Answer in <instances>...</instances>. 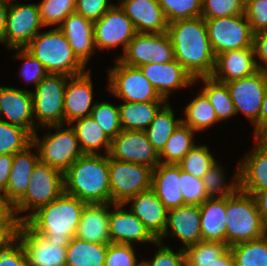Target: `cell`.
<instances>
[{"label":"cell","mask_w":267,"mask_h":266,"mask_svg":"<svg viewBox=\"0 0 267 266\" xmlns=\"http://www.w3.org/2000/svg\"><path fill=\"white\" fill-rule=\"evenodd\" d=\"M167 34L174 48L175 60L193 77H211L216 56L208 37L205 19L178 20L168 24Z\"/></svg>","instance_id":"1"},{"label":"cell","mask_w":267,"mask_h":266,"mask_svg":"<svg viewBox=\"0 0 267 266\" xmlns=\"http://www.w3.org/2000/svg\"><path fill=\"white\" fill-rule=\"evenodd\" d=\"M86 203L63 192L58 198L38 208L32 214L18 216L37 232L45 235L50 242L68 246L76 236Z\"/></svg>","instance_id":"2"},{"label":"cell","mask_w":267,"mask_h":266,"mask_svg":"<svg viewBox=\"0 0 267 266\" xmlns=\"http://www.w3.org/2000/svg\"><path fill=\"white\" fill-rule=\"evenodd\" d=\"M64 192L86 204L110 203L109 156L84 154L64 173Z\"/></svg>","instance_id":"3"},{"label":"cell","mask_w":267,"mask_h":266,"mask_svg":"<svg viewBox=\"0 0 267 266\" xmlns=\"http://www.w3.org/2000/svg\"><path fill=\"white\" fill-rule=\"evenodd\" d=\"M25 49L45 67L48 74L72 77L86 72V66L73 53L70 43L58 27L37 33Z\"/></svg>","instance_id":"4"},{"label":"cell","mask_w":267,"mask_h":266,"mask_svg":"<svg viewBox=\"0 0 267 266\" xmlns=\"http://www.w3.org/2000/svg\"><path fill=\"white\" fill-rule=\"evenodd\" d=\"M226 244L228 247L267 234L252 195L238 190L226 197Z\"/></svg>","instance_id":"5"},{"label":"cell","mask_w":267,"mask_h":266,"mask_svg":"<svg viewBox=\"0 0 267 266\" xmlns=\"http://www.w3.org/2000/svg\"><path fill=\"white\" fill-rule=\"evenodd\" d=\"M64 124L46 126L57 129L54 134H46L41 140L37 132L33 144L39 153V160L64 173L79 157L83 156L79 141L72 126L65 129Z\"/></svg>","instance_id":"6"},{"label":"cell","mask_w":267,"mask_h":266,"mask_svg":"<svg viewBox=\"0 0 267 266\" xmlns=\"http://www.w3.org/2000/svg\"><path fill=\"white\" fill-rule=\"evenodd\" d=\"M64 192L63 173L40 160L34 166L24 195L14 204L15 213L49 204Z\"/></svg>","instance_id":"7"},{"label":"cell","mask_w":267,"mask_h":266,"mask_svg":"<svg viewBox=\"0 0 267 266\" xmlns=\"http://www.w3.org/2000/svg\"><path fill=\"white\" fill-rule=\"evenodd\" d=\"M70 77L48 74L32 93L34 117L37 125L51 126L64 123V94Z\"/></svg>","instance_id":"8"},{"label":"cell","mask_w":267,"mask_h":266,"mask_svg":"<svg viewBox=\"0 0 267 266\" xmlns=\"http://www.w3.org/2000/svg\"><path fill=\"white\" fill-rule=\"evenodd\" d=\"M153 169L109 157L110 202L124 204L129 198L151 189Z\"/></svg>","instance_id":"9"},{"label":"cell","mask_w":267,"mask_h":266,"mask_svg":"<svg viewBox=\"0 0 267 266\" xmlns=\"http://www.w3.org/2000/svg\"><path fill=\"white\" fill-rule=\"evenodd\" d=\"M205 23L215 56L228 50L253 47L254 33L245 14L205 19Z\"/></svg>","instance_id":"10"},{"label":"cell","mask_w":267,"mask_h":266,"mask_svg":"<svg viewBox=\"0 0 267 266\" xmlns=\"http://www.w3.org/2000/svg\"><path fill=\"white\" fill-rule=\"evenodd\" d=\"M117 65L108 71V90L124 102L167 101L144 76L139 67H132L116 58Z\"/></svg>","instance_id":"11"},{"label":"cell","mask_w":267,"mask_h":266,"mask_svg":"<svg viewBox=\"0 0 267 266\" xmlns=\"http://www.w3.org/2000/svg\"><path fill=\"white\" fill-rule=\"evenodd\" d=\"M236 114L242 112L254 124V137H259V113L267 86V72L258 70L253 75L225 83Z\"/></svg>","instance_id":"12"},{"label":"cell","mask_w":267,"mask_h":266,"mask_svg":"<svg viewBox=\"0 0 267 266\" xmlns=\"http://www.w3.org/2000/svg\"><path fill=\"white\" fill-rule=\"evenodd\" d=\"M118 59L129 66L146 63L163 64L175 60L174 48L165 33H137L129 42L124 55Z\"/></svg>","instance_id":"13"},{"label":"cell","mask_w":267,"mask_h":266,"mask_svg":"<svg viewBox=\"0 0 267 266\" xmlns=\"http://www.w3.org/2000/svg\"><path fill=\"white\" fill-rule=\"evenodd\" d=\"M108 156L122 162L146 165L152 169L160 164V155L149 142L146 131L122 130L111 140Z\"/></svg>","instance_id":"14"},{"label":"cell","mask_w":267,"mask_h":266,"mask_svg":"<svg viewBox=\"0 0 267 266\" xmlns=\"http://www.w3.org/2000/svg\"><path fill=\"white\" fill-rule=\"evenodd\" d=\"M18 240L25 251L27 266H66L67 246L50 242L25 220L20 223Z\"/></svg>","instance_id":"15"},{"label":"cell","mask_w":267,"mask_h":266,"mask_svg":"<svg viewBox=\"0 0 267 266\" xmlns=\"http://www.w3.org/2000/svg\"><path fill=\"white\" fill-rule=\"evenodd\" d=\"M44 27L38 4L10 3L6 21V45L8 49L25 48Z\"/></svg>","instance_id":"16"},{"label":"cell","mask_w":267,"mask_h":266,"mask_svg":"<svg viewBox=\"0 0 267 266\" xmlns=\"http://www.w3.org/2000/svg\"><path fill=\"white\" fill-rule=\"evenodd\" d=\"M93 23L96 49L105 50L122 44L125 52L129 42L137 34L133 22L119 5H113Z\"/></svg>","instance_id":"17"},{"label":"cell","mask_w":267,"mask_h":266,"mask_svg":"<svg viewBox=\"0 0 267 266\" xmlns=\"http://www.w3.org/2000/svg\"><path fill=\"white\" fill-rule=\"evenodd\" d=\"M2 113L7 123L26 129L32 136L36 132L31 91L0 86V120Z\"/></svg>","instance_id":"18"},{"label":"cell","mask_w":267,"mask_h":266,"mask_svg":"<svg viewBox=\"0 0 267 266\" xmlns=\"http://www.w3.org/2000/svg\"><path fill=\"white\" fill-rule=\"evenodd\" d=\"M92 85L90 71L69 78L64 94V123L67 121L70 126L74 121L90 116L95 105L92 104Z\"/></svg>","instance_id":"19"},{"label":"cell","mask_w":267,"mask_h":266,"mask_svg":"<svg viewBox=\"0 0 267 266\" xmlns=\"http://www.w3.org/2000/svg\"><path fill=\"white\" fill-rule=\"evenodd\" d=\"M168 227L172 232L171 236L180 238L184 248L202 241L200 205L185 204L168 210L166 229L157 241L162 243L163 237L169 236Z\"/></svg>","instance_id":"20"},{"label":"cell","mask_w":267,"mask_h":266,"mask_svg":"<svg viewBox=\"0 0 267 266\" xmlns=\"http://www.w3.org/2000/svg\"><path fill=\"white\" fill-rule=\"evenodd\" d=\"M139 69L159 95L166 100L172 90L195 83L193 77L176 60L163 64L149 62L139 66Z\"/></svg>","instance_id":"21"},{"label":"cell","mask_w":267,"mask_h":266,"mask_svg":"<svg viewBox=\"0 0 267 266\" xmlns=\"http://www.w3.org/2000/svg\"><path fill=\"white\" fill-rule=\"evenodd\" d=\"M114 211L109 215V233L111 243L132 244L149 242L156 244L157 240L146 229L142 221L130 210H123L124 204H113Z\"/></svg>","instance_id":"22"},{"label":"cell","mask_w":267,"mask_h":266,"mask_svg":"<svg viewBox=\"0 0 267 266\" xmlns=\"http://www.w3.org/2000/svg\"><path fill=\"white\" fill-rule=\"evenodd\" d=\"M256 59L254 47L225 51L216 56L211 77L218 82L227 83L251 76L258 71Z\"/></svg>","instance_id":"23"},{"label":"cell","mask_w":267,"mask_h":266,"mask_svg":"<svg viewBox=\"0 0 267 266\" xmlns=\"http://www.w3.org/2000/svg\"><path fill=\"white\" fill-rule=\"evenodd\" d=\"M131 202L130 211L137 216L150 234L158 240L167 225L168 209L150 189L129 198L124 205Z\"/></svg>","instance_id":"24"},{"label":"cell","mask_w":267,"mask_h":266,"mask_svg":"<svg viewBox=\"0 0 267 266\" xmlns=\"http://www.w3.org/2000/svg\"><path fill=\"white\" fill-rule=\"evenodd\" d=\"M256 146L239 165V190L257 193L267 189V141L255 137Z\"/></svg>","instance_id":"25"},{"label":"cell","mask_w":267,"mask_h":266,"mask_svg":"<svg viewBox=\"0 0 267 266\" xmlns=\"http://www.w3.org/2000/svg\"><path fill=\"white\" fill-rule=\"evenodd\" d=\"M137 33H165L168 22L158 0H123L119 5Z\"/></svg>","instance_id":"26"},{"label":"cell","mask_w":267,"mask_h":266,"mask_svg":"<svg viewBox=\"0 0 267 266\" xmlns=\"http://www.w3.org/2000/svg\"><path fill=\"white\" fill-rule=\"evenodd\" d=\"M70 43L73 53L86 66L96 49L94 23L74 12L58 27Z\"/></svg>","instance_id":"27"},{"label":"cell","mask_w":267,"mask_h":266,"mask_svg":"<svg viewBox=\"0 0 267 266\" xmlns=\"http://www.w3.org/2000/svg\"><path fill=\"white\" fill-rule=\"evenodd\" d=\"M111 204L114 203L86 204L75 237L92 243L110 244L108 209Z\"/></svg>","instance_id":"28"},{"label":"cell","mask_w":267,"mask_h":266,"mask_svg":"<svg viewBox=\"0 0 267 266\" xmlns=\"http://www.w3.org/2000/svg\"><path fill=\"white\" fill-rule=\"evenodd\" d=\"M151 190L168 210L185 205L180 189V166L160 163L153 169Z\"/></svg>","instance_id":"29"},{"label":"cell","mask_w":267,"mask_h":266,"mask_svg":"<svg viewBox=\"0 0 267 266\" xmlns=\"http://www.w3.org/2000/svg\"><path fill=\"white\" fill-rule=\"evenodd\" d=\"M32 143L25 150L14 154L7 188L3 195L13 205L24 195L29 186L34 166L39 161V154L34 155Z\"/></svg>","instance_id":"30"},{"label":"cell","mask_w":267,"mask_h":266,"mask_svg":"<svg viewBox=\"0 0 267 266\" xmlns=\"http://www.w3.org/2000/svg\"><path fill=\"white\" fill-rule=\"evenodd\" d=\"M200 209L202 240L226 243V197H209Z\"/></svg>","instance_id":"31"},{"label":"cell","mask_w":267,"mask_h":266,"mask_svg":"<svg viewBox=\"0 0 267 266\" xmlns=\"http://www.w3.org/2000/svg\"><path fill=\"white\" fill-rule=\"evenodd\" d=\"M166 101L125 102L119 105L122 130L145 131Z\"/></svg>","instance_id":"32"},{"label":"cell","mask_w":267,"mask_h":266,"mask_svg":"<svg viewBox=\"0 0 267 266\" xmlns=\"http://www.w3.org/2000/svg\"><path fill=\"white\" fill-rule=\"evenodd\" d=\"M107 244L73 237L67 246L66 266H105Z\"/></svg>","instance_id":"33"},{"label":"cell","mask_w":267,"mask_h":266,"mask_svg":"<svg viewBox=\"0 0 267 266\" xmlns=\"http://www.w3.org/2000/svg\"><path fill=\"white\" fill-rule=\"evenodd\" d=\"M74 122H77L76 125L73 123L70 125L76 133L80 148L84 154H99L98 152L103 146L106 154L109 153L111 140L94 119L88 116Z\"/></svg>","instance_id":"34"},{"label":"cell","mask_w":267,"mask_h":266,"mask_svg":"<svg viewBox=\"0 0 267 266\" xmlns=\"http://www.w3.org/2000/svg\"><path fill=\"white\" fill-rule=\"evenodd\" d=\"M194 132L183 122L174 130L167 140L160 155V163L178 164L184 156L195 146ZM165 158V160L163 159ZM162 159V160H161Z\"/></svg>","instance_id":"35"},{"label":"cell","mask_w":267,"mask_h":266,"mask_svg":"<svg viewBox=\"0 0 267 266\" xmlns=\"http://www.w3.org/2000/svg\"><path fill=\"white\" fill-rule=\"evenodd\" d=\"M182 119L174 118L172 108L168 103L156 114L154 120L145 130L149 142L160 153L174 130L180 125Z\"/></svg>","instance_id":"36"},{"label":"cell","mask_w":267,"mask_h":266,"mask_svg":"<svg viewBox=\"0 0 267 266\" xmlns=\"http://www.w3.org/2000/svg\"><path fill=\"white\" fill-rule=\"evenodd\" d=\"M184 111L186 119H182V122L193 131H204L219 122L213 106L202 91L185 107Z\"/></svg>","instance_id":"37"},{"label":"cell","mask_w":267,"mask_h":266,"mask_svg":"<svg viewBox=\"0 0 267 266\" xmlns=\"http://www.w3.org/2000/svg\"><path fill=\"white\" fill-rule=\"evenodd\" d=\"M205 84L202 92L207 96L215 110L218 121L229 119L236 114L229 90L225 83L218 82L212 77H199Z\"/></svg>","instance_id":"38"},{"label":"cell","mask_w":267,"mask_h":266,"mask_svg":"<svg viewBox=\"0 0 267 266\" xmlns=\"http://www.w3.org/2000/svg\"><path fill=\"white\" fill-rule=\"evenodd\" d=\"M235 266H267V234L229 247Z\"/></svg>","instance_id":"39"},{"label":"cell","mask_w":267,"mask_h":266,"mask_svg":"<svg viewBox=\"0 0 267 266\" xmlns=\"http://www.w3.org/2000/svg\"><path fill=\"white\" fill-rule=\"evenodd\" d=\"M220 241H200L184 249L186 266H208L227 249Z\"/></svg>","instance_id":"40"},{"label":"cell","mask_w":267,"mask_h":266,"mask_svg":"<svg viewBox=\"0 0 267 266\" xmlns=\"http://www.w3.org/2000/svg\"><path fill=\"white\" fill-rule=\"evenodd\" d=\"M33 143V136L19 126L0 120V154L14 155Z\"/></svg>","instance_id":"41"},{"label":"cell","mask_w":267,"mask_h":266,"mask_svg":"<svg viewBox=\"0 0 267 266\" xmlns=\"http://www.w3.org/2000/svg\"><path fill=\"white\" fill-rule=\"evenodd\" d=\"M216 163L206 145H195L178 163L181 170L202 179L208 170Z\"/></svg>","instance_id":"42"},{"label":"cell","mask_w":267,"mask_h":266,"mask_svg":"<svg viewBox=\"0 0 267 266\" xmlns=\"http://www.w3.org/2000/svg\"><path fill=\"white\" fill-rule=\"evenodd\" d=\"M223 173V169L216 162L203 176L202 182L209 197H217L216 193H220L218 197H228L239 190V170L236 171L234 181L229 185L225 184Z\"/></svg>","instance_id":"43"},{"label":"cell","mask_w":267,"mask_h":266,"mask_svg":"<svg viewBox=\"0 0 267 266\" xmlns=\"http://www.w3.org/2000/svg\"><path fill=\"white\" fill-rule=\"evenodd\" d=\"M169 23L197 18L202 13L203 0H158Z\"/></svg>","instance_id":"44"},{"label":"cell","mask_w":267,"mask_h":266,"mask_svg":"<svg viewBox=\"0 0 267 266\" xmlns=\"http://www.w3.org/2000/svg\"><path fill=\"white\" fill-rule=\"evenodd\" d=\"M90 117L96 121L110 140L122 131L119 106L108 102L95 103Z\"/></svg>","instance_id":"45"},{"label":"cell","mask_w":267,"mask_h":266,"mask_svg":"<svg viewBox=\"0 0 267 266\" xmlns=\"http://www.w3.org/2000/svg\"><path fill=\"white\" fill-rule=\"evenodd\" d=\"M77 0H43L37 3L44 26L63 23V20L75 12Z\"/></svg>","instance_id":"46"},{"label":"cell","mask_w":267,"mask_h":266,"mask_svg":"<svg viewBox=\"0 0 267 266\" xmlns=\"http://www.w3.org/2000/svg\"><path fill=\"white\" fill-rule=\"evenodd\" d=\"M246 0H203L201 16L204 19L245 14Z\"/></svg>","instance_id":"47"},{"label":"cell","mask_w":267,"mask_h":266,"mask_svg":"<svg viewBox=\"0 0 267 266\" xmlns=\"http://www.w3.org/2000/svg\"><path fill=\"white\" fill-rule=\"evenodd\" d=\"M180 189L183 195L184 204L201 205L208 198L202 179L181 170L180 168Z\"/></svg>","instance_id":"48"},{"label":"cell","mask_w":267,"mask_h":266,"mask_svg":"<svg viewBox=\"0 0 267 266\" xmlns=\"http://www.w3.org/2000/svg\"><path fill=\"white\" fill-rule=\"evenodd\" d=\"M134 251L132 244H108L105 266H142Z\"/></svg>","instance_id":"49"},{"label":"cell","mask_w":267,"mask_h":266,"mask_svg":"<svg viewBox=\"0 0 267 266\" xmlns=\"http://www.w3.org/2000/svg\"><path fill=\"white\" fill-rule=\"evenodd\" d=\"M18 53L15 55V59H25L20 73L25 79V82L35 83V87L42 81V79L48 75L45 67L32 56L25 48H18Z\"/></svg>","instance_id":"50"},{"label":"cell","mask_w":267,"mask_h":266,"mask_svg":"<svg viewBox=\"0 0 267 266\" xmlns=\"http://www.w3.org/2000/svg\"><path fill=\"white\" fill-rule=\"evenodd\" d=\"M245 15L254 34L267 30V0H246Z\"/></svg>","instance_id":"51"},{"label":"cell","mask_w":267,"mask_h":266,"mask_svg":"<svg viewBox=\"0 0 267 266\" xmlns=\"http://www.w3.org/2000/svg\"><path fill=\"white\" fill-rule=\"evenodd\" d=\"M159 250L155 253L152 261H143L142 266H186L183 247L178 252H173L168 246L157 241Z\"/></svg>","instance_id":"52"},{"label":"cell","mask_w":267,"mask_h":266,"mask_svg":"<svg viewBox=\"0 0 267 266\" xmlns=\"http://www.w3.org/2000/svg\"><path fill=\"white\" fill-rule=\"evenodd\" d=\"M108 2L109 0H77L75 12L94 22L113 6Z\"/></svg>","instance_id":"53"},{"label":"cell","mask_w":267,"mask_h":266,"mask_svg":"<svg viewBox=\"0 0 267 266\" xmlns=\"http://www.w3.org/2000/svg\"><path fill=\"white\" fill-rule=\"evenodd\" d=\"M0 266H27L25 251L19 240L10 248L0 251Z\"/></svg>","instance_id":"54"},{"label":"cell","mask_w":267,"mask_h":266,"mask_svg":"<svg viewBox=\"0 0 267 266\" xmlns=\"http://www.w3.org/2000/svg\"><path fill=\"white\" fill-rule=\"evenodd\" d=\"M20 223H0V251L10 248L18 241Z\"/></svg>","instance_id":"55"},{"label":"cell","mask_w":267,"mask_h":266,"mask_svg":"<svg viewBox=\"0 0 267 266\" xmlns=\"http://www.w3.org/2000/svg\"><path fill=\"white\" fill-rule=\"evenodd\" d=\"M253 47L255 51V57L259 58L260 61L266 65L256 62L258 70L267 72V30L257 32L254 34Z\"/></svg>","instance_id":"56"},{"label":"cell","mask_w":267,"mask_h":266,"mask_svg":"<svg viewBox=\"0 0 267 266\" xmlns=\"http://www.w3.org/2000/svg\"><path fill=\"white\" fill-rule=\"evenodd\" d=\"M14 205L0 193V223H21Z\"/></svg>","instance_id":"57"},{"label":"cell","mask_w":267,"mask_h":266,"mask_svg":"<svg viewBox=\"0 0 267 266\" xmlns=\"http://www.w3.org/2000/svg\"><path fill=\"white\" fill-rule=\"evenodd\" d=\"M14 155L0 154V193H4L9 181Z\"/></svg>","instance_id":"58"},{"label":"cell","mask_w":267,"mask_h":266,"mask_svg":"<svg viewBox=\"0 0 267 266\" xmlns=\"http://www.w3.org/2000/svg\"><path fill=\"white\" fill-rule=\"evenodd\" d=\"M253 196L257 209L260 213L262 222L267 229V189L257 193H248Z\"/></svg>","instance_id":"59"},{"label":"cell","mask_w":267,"mask_h":266,"mask_svg":"<svg viewBox=\"0 0 267 266\" xmlns=\"http://www.w3.org/2000/svg\"><path fill=\"white\" fill-rule=\"evenodd\" d=\"M9 4L0 0V42L6 44V21Z\"/></svg>","instance_id":"60"},{"label":"cell","mask_w":267,"mask_h":266,"mask_svg":"<svg viewBox=\"0 0 267 266\" xmlns=\"http://www.w3.org/2000/svg\"><path fill=\"white\" fill-rule=\"evenodd\" d=\"M208 266H235L234 257L230 248H228L223 254H221Z\"/></svg>","instance_id":"61"},{"label":"cell","mask_w":267,"mask_h":266,"mask_svg":"<svg viewBox=\"0 0 267 266\" xmlns=\"http://www.w3.org/2000/svg\"><path fill=\"white\" fill-rule=\"evenodd\" d=\"M267 129V86L259 113V136Z\"/></svg>","instance_id":"62"},{"label":"cell","mask_w":267,"mask_h":266,"mask_svg":"<svg viewBox=\"0 0 267 266\" xmlns=\"http://www.w3.org/2000/svg\"><path fill=\"white\" fill-rule=\"evenodd\" d=\"M262 140L267 141V129L259 136Z\"/></svg>","instance_id":"63"},{"label":"cell","mask_w":267,"mask_h":266,"mask_svg":"<svg viewBox=\"0 0 267 266\" xmlns=\"http://www.w3.org/2000/svg\"><path fill=\"white\" fill-rule=\"evenodd\" d=\"M2 1L10 4V2L12 3L13 0L12 1L11 0H2Z\"/></svg>","instance_id":"64"}]
</instances>
